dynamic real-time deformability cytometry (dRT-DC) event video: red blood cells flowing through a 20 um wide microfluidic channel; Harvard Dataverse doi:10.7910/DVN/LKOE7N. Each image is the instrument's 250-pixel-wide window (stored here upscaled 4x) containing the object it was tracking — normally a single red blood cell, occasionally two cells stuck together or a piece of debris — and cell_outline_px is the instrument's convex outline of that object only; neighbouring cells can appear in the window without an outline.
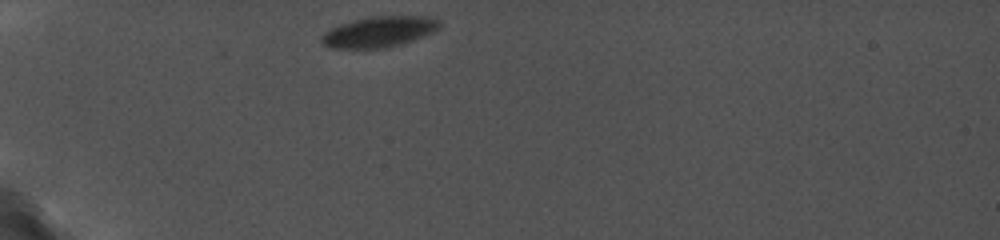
{"species": "common noctule bat (a hibernating species)", "species_latin": "Nyctalus noctula", "temperature_condition": "cold", "stored_images_in_passage": 67, "camera_frame_rate_fps": 5000, "um_per_image_px": 0.085, "animal": {"sex": "female", "body_mass_g": 19.0, "forearm_length_mm": 56.7}, "frame": {"image": 1, "passage_image": 1, "time_ms": 0.0, "image_size_px": [1000, 240], "cell_outline_px": [[440, 28], [432, 32], [412, 40], [400, 44], [384, 48], [328, 48], [320, 40], [320, 36], [324, 32], [340, 24], [352, 20], [372, 16], [432, 16], [440, 20]], "centroid_in_image_um": [32.21, 2.69], "position_along_channel_um": 52.8, "area_um2": 21.15}}
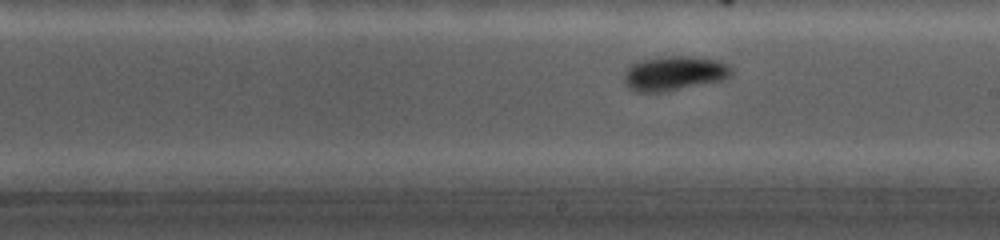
{"frame": {"image": 2, "passage_image": 32, "time_ms": 5.6, "image_size_px": [1000, 240], "cell_outline_px": [[732, 76], [724, 80], [664, 92], [636, 92], [628, 88], [624, 80], [624, 76], [628, 68], [632, 64], [640, 60], [668, 56], [688, 56], [716, 60], [728, 64], [732, 68]], "centroid_in_image_um": [57.33, 6.24], "position_along_channel_um": 231.7, "area_um2": 21.62}}
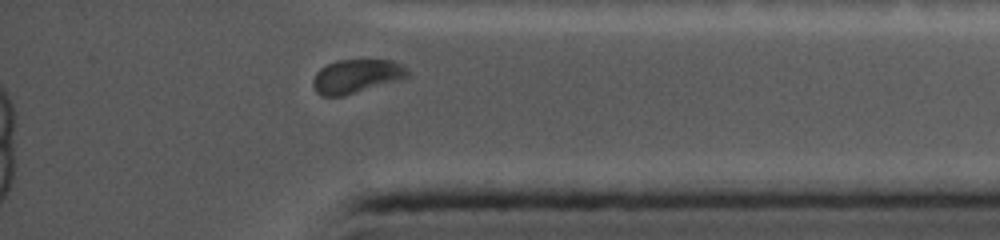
{"frame": {"image": 3, "passage_image": 60, "time_ms": 10.2, "image_size_px": [1000, 240], "cell_outline_px": [[412, 76], [404, 80], [344, 96], [320, 96], [316, 92], [312, 84], [312, 80], [316, 72], [320, 68], [336, 60], [392, 60], [404, 64], [408, 68]], "centroid_in_image_um": [30.38, 6.49], "position_along_channel_um": 404.8, "area_um2": 19.31}}